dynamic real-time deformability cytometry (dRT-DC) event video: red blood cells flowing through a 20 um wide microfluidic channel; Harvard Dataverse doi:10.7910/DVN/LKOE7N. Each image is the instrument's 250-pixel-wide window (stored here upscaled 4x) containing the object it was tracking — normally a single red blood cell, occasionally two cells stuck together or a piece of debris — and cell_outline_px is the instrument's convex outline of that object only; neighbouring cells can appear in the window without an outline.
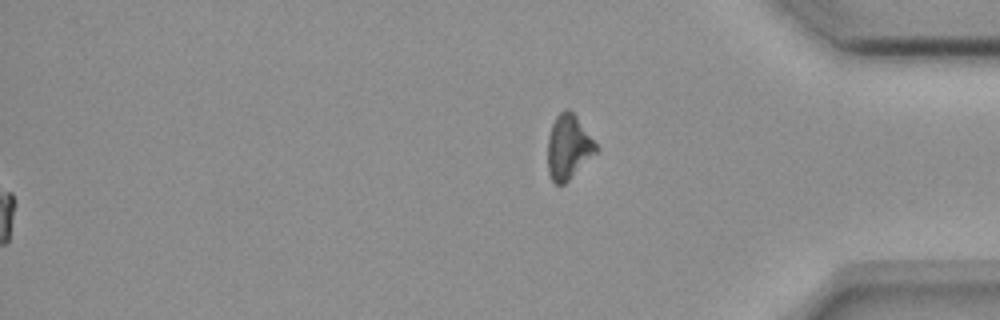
{"species": "common noctule bat (a hibernating species)", "species_latin": "Nyctalus noctula", "temperature_condition": "room temperature", "stored_images_in_passage": 49, "segment_of_instrument_passage": [2, 2], "camera_frame_rate_fps": 3000, "um_per_image_px": 0.085, "animal": {"sex": "female", "body_mass_g": 18.4}, "frame": {"image": 1, "passage_image": 49, "time_ms": 16.0, "image_size_px": [1000, 320], "cell_outline_px": [[600, 148], [564, 184], [556, 184], [552, 180], [548, 172], [548, 136], [552, 124], [556, 116], [564, 108], [568, 108], [576, 116]], "centroid_in_image_um": [48.31, 12.47], "position_along_channel_um": 386.9, "area_um2": 17.98}}